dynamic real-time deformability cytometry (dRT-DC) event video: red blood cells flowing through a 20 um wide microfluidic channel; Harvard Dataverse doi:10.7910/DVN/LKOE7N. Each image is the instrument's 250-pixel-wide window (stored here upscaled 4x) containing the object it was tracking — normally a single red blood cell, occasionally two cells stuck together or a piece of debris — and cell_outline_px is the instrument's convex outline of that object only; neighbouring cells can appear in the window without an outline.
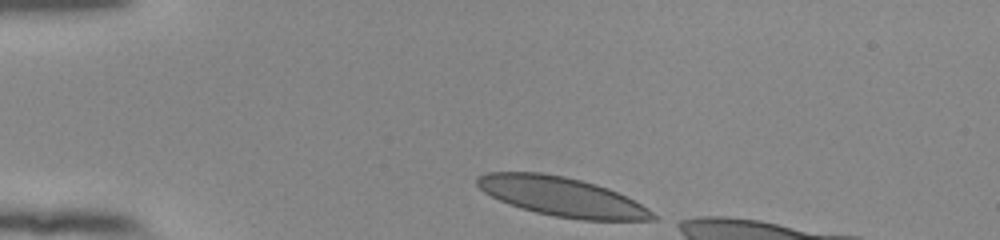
{"species": "human", "species_latin": "Homo sapiens", "temperature_condition": "room temperature", "stored_images_in_passage": 34, "camera_frame_rate_fps": 3000, "um_per_image_px": 0.085, "donor": {"sex": "female"}, "frame": {"image": 1, "passage_image": 1, "time_ms": 0.0, "image_size_px": [1000, 240], "cell_outline_px": [[656, 220], [580, 220], [556, 216], [536, 212], [520, 208], [508, 204], [484, 192], [476, 184], [476, 176], [488, 172], [540, 172], [564, 176], [596, 184], [608, 188], [648, 208], [656, 216]], "centroid_in_image_um": [47.72, 16.71], "position_along_channel_um": 37.3, "area_um2": 39.77}}
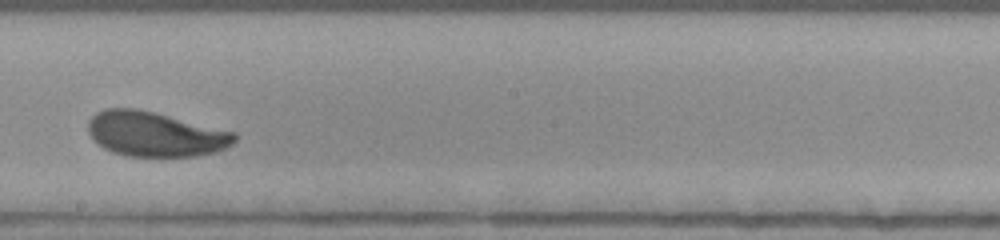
{"frame": {"image": 2, "passage_image": 20, "time_ms": 6.333, "image_size_px": [1000, 240], "cell_outline_px": [[236, 140], [232, 144], [216, 152], [196, 156], [128, 156], [112, 152], [104, 148], [88, 132], [88, 120], [96, 112], [104, 108], [136, 108], [236, 132]], "centroid_in_image_um": [13.19, 11.39], "position_along_channel_um": 235.0, "area_um2": 38.03}}
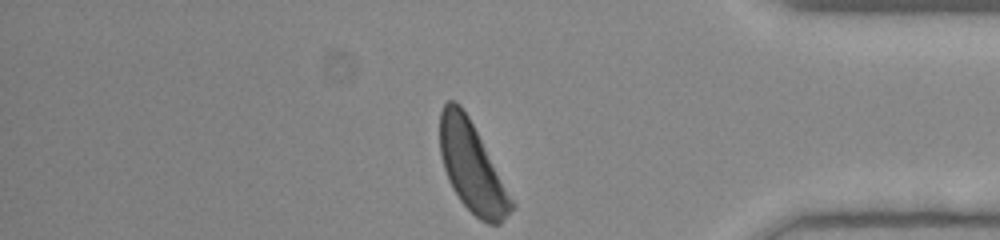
{"frame": {"image": 3, "passage_image": 34, "time_ms": 11.0, "image_size_px": [1000, 240], "cell_outline_px": [[516, 208], [500, 224], [488, 224], [480, 220], [460, 200], [452, 188], [448, 180], [440, 156], [440, 112], [444, 104], [448, 100], [456, 100], [460, 104], [468, 116], [516, 204]], "centroid_in_image_um": [40.12, 14.23], "position_along_channel_um": 395.1, "area_um2": 37.17}, "authors_computed_cell_mechanics": {"area_um2": 38.6971, "velocity_mm_per_s": 3.8972, "shape_relaxation_time_tau1_ms": 2.3762, "shape_relaxation_time_tau2_ms": 2.9447, "deformation_change_tau1": 0.1267, "deformation_change_tau2": 0.0956}}